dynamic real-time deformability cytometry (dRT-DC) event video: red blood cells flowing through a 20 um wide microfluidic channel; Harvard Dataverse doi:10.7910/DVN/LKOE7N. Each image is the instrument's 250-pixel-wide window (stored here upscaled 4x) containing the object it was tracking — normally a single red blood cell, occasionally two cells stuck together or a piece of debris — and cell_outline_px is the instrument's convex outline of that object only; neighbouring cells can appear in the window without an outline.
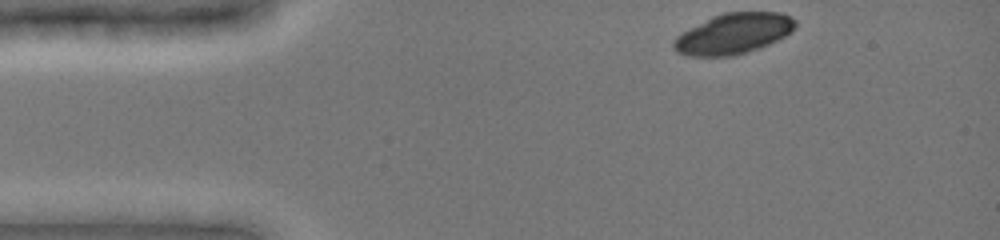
{"species": "common noctule bat (a hibernating species)", "species_latin": "Nyctalus noctula", "temperature_condition": "cold", "stored_images_in_passage": 40, "camera_frame_rate_fps": 3000, "um_per_image_px": 0.085, "animal": {"sex": "female", "body_mass_g": 19.0, "forearm_length_mm": 51.5}, "frame": {"image": 1, "passage_image": 1, "time_ms": 0.0, "image_size_px": [1000, 240], "cell_outline_px": [[796, 24], [792, 32], [760, 48], [736, 56], [688, 56], [676, 52], [672, 48], [672, 40], [676, 36], [712, 16], [724, 12], [780, 12], [792, 16], [796, 20]], "centroid_in_image_um": [62.34, 2.87], "position_along_channel_um": 22.7, "area_um2": 28.96}}
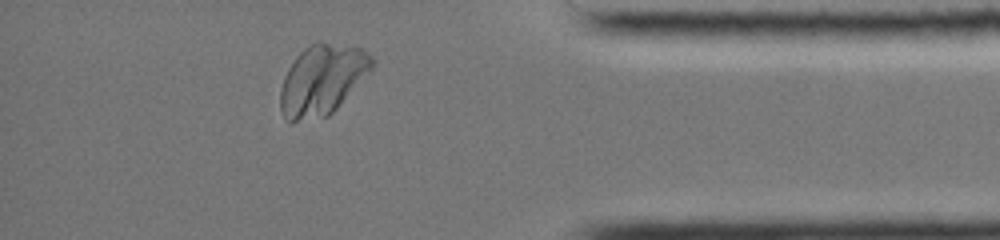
{"frame": {"image": 2, "passage_image": 37, "time_ms": 12.0, "image_size_px": [1000, 240], "cell_outline_px": [[372, 68], [336, 108], [328, 116], [292, 124], [288, 124], [284, 120], [280, 112], [280, 88], [284, 76], [288, 68], [296, 56], [304, 48], [312, 44], [328, 44], [360, 48], [372, 56]], "centroid_in_image_um": [27.29, 6.86], "position_along_channel_um": 407.9, "area_um2": 37.11}}